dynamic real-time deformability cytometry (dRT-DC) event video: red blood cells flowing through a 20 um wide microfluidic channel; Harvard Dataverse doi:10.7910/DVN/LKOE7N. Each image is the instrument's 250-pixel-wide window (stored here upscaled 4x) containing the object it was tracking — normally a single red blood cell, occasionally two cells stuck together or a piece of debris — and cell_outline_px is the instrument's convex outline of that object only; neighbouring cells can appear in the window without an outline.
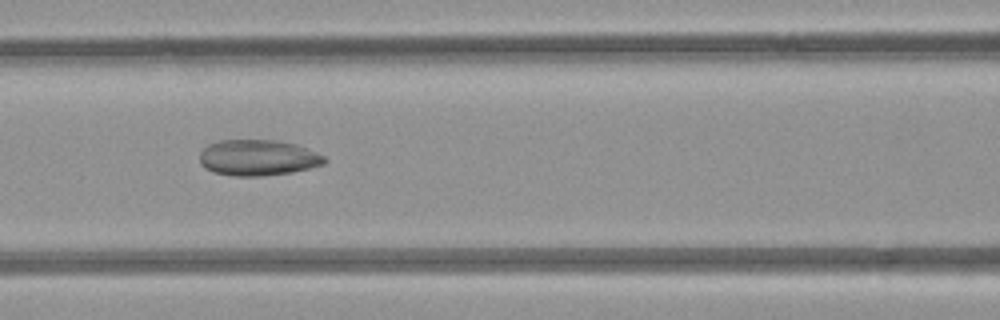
{"species": "common noctule bat (a hibernating species)", "species_latin": "Nyctalus noctula", "temperature_condition": "room temperature", "stored_images_in_passage": 8, "camera_frame_rate_fps": 3000, "um_per_image_px": 0.085, "animal": {"sex": "female", "body_mass_g": 21.9}, "frame": {"image": 1, "passage_image": 5, "time_ms": 5.667, "image_size_px": [1000, 320], "cell_outline_px": [[328, 160], [324, 164], [292, 172], [264, 176], [236, 176], [212, 172], [204, 168], [200, 164], [200, 152], [208, 144], [220, 140], [276, 140], [296, 144], [308, 148], [324, 156]], "centroid_in_image_um": [21.92, 13.4], "position_along_channel_um": 144.7, "area_um2": 26.3}}
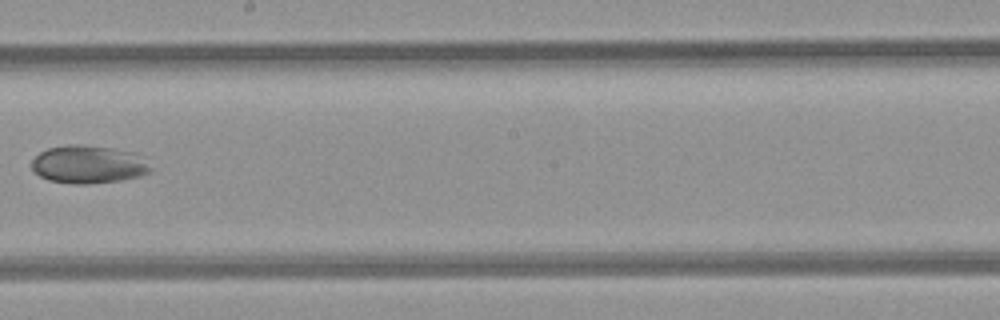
{"frame": {"image": 2, "passage_image": 7, "time_ms": 8.0, "image_size_px": [1000, 320], "cell_outline_px": [[152, 172], [140, 176], [120, 180], [88, 184], [72, 184], [48, 180], [32, 172], [32, 160], [40, 152], [48, 148], [68, 144], [84, 144], [112, 148], [136, 152], [152, 168]], "centroid_in_image_um": [7.51, 13.97], "position_along_channel_um": 240.7, "area_um2": 26.59}}
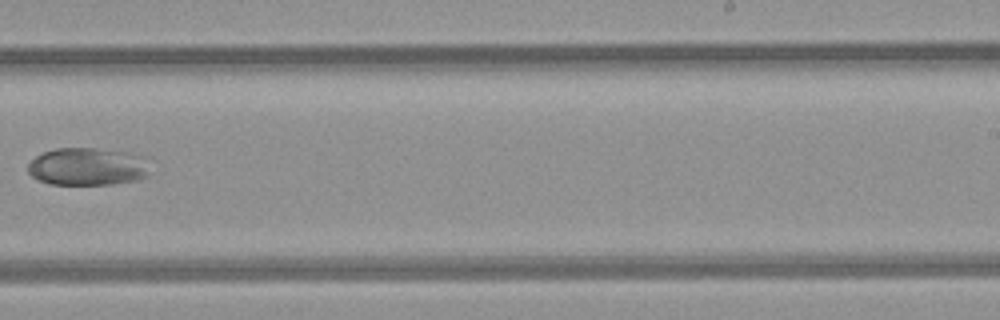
{"frame": {"image": 3, "passage_image": 8, "time_ms": 9.0, "image_size_px": [1000, 320], "cell_outline_px": [[148, 176], [136, 180], [112, 184], [52, 184], [36, 180], [28, 172], [28, 164], [36, 156], [44, 152], [56, 148], [96, 148], [124, 152], [144, 156]], "centroid_in_image_um": [7.4, 14.16], "position_along_channel_um": 281.6, "area_um2": 26.65}}